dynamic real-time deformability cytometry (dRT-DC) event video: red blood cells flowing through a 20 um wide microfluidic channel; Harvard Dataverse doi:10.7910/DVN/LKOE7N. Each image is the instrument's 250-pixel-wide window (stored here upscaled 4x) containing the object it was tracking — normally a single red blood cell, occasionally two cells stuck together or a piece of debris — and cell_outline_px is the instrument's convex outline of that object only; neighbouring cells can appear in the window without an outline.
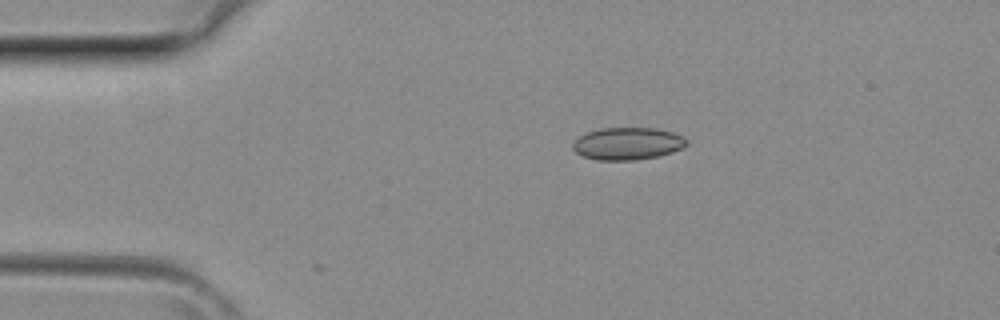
{"species": "common noctule bat (a hibernating species)", "species_latin": "Nyctalus noctula", "temperature_condition": "room temperature", "stored_images_in_passage": 2, "camera_frame_rate_fps": 3000, "um_per_image_px": 0.085, "animal": {"sex": "female", "body_mass_g": 29.2, "forearm_length_mm": 56.3}, "frame": {"image": 1, "passage_image": 1, "time_ms": 0.0, "image_size_px": [1000, 320], "cell_outline_px": [[688, 144], [672, 152], [656, 156], [636, 160], [596, 160], [584, 156], [576, 152], [572, 148], [572, 144], [580, 136], [588, 132], [600, 128], [656, 128], [672, 132], [684, 136], [688, 140]], "centroid_in_image_um": [53.36, 12.2], "position_along_channel_um": 31.6, "area_um2": 21.39}}